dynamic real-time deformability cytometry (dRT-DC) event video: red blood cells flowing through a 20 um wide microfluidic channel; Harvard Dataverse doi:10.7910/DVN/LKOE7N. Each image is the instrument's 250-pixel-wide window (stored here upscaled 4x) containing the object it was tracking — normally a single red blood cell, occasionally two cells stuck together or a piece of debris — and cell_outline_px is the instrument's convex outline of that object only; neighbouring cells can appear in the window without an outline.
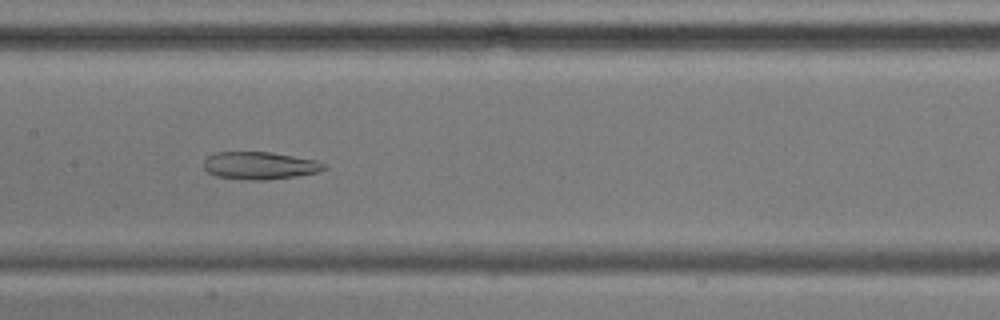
{"species": "common noctule bat (a hibernating species)", "species_latin": "Nyctalus noctula", "temperature_condition": "cold", "stored_images_in_passage": 55, "camera_frame_rate_fps": 3000, "um_per_image_px": 0.085, "animal": {"sex": "male", "body_mass_g": 17.9, "forearm_length_mm": 54.2}, "frame": {"image": 1, "passage_image": 26, "time_ms": 8.333, "image_size_px": [1000, 320], "cell_outline_px": [[328, 168], [316, 172], [296, 176], [264, 180], [248, 180], [216, 176], [208, 172], [204, 168], [204, 160], [208, 156], [216, 152], [272, 152], [316, 160], [328, 164]], "centroid_in_image_um": [22.1, 14.07], "position_along_channel_um": 185.3, "area_um2": 19.36}}
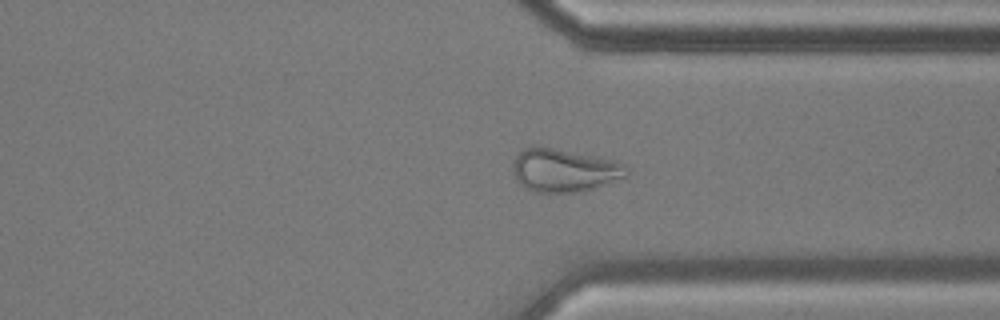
{"frame": {"image": 2, "passage_image": 41, "time_ms": 13.333, "image_size_px": [1000, 320], "cell_outline_px": [[628, 176], [580, 192], [536, 192], [524, 188], [516, 180], [512, 172], [512, 164], [520, 148], [532, 144], [616, 160], [624, 164], [628, 168]], "centroid_in_image_um": [47.9, 14.45], "position_along_channel_um": 363.5, "area_um2": 28.96}}
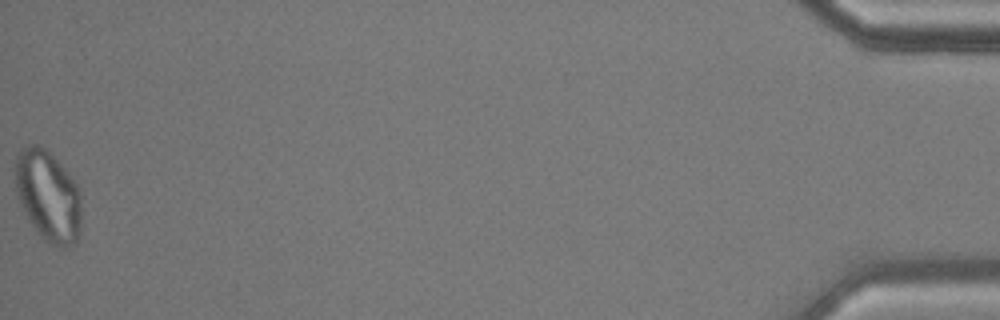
{"frame": {"image": 3, "passage_image": 55, "time_ms": 18.0, "image_size_px": [1000, 320], "cell_outline_px": [[80, 232], [76, 244], [64, 248], [60, 248], [48, 244], [40, 236], [28, 220], [20, 204], [16, 192], [16, 156], [20, 148], [28, 144], [40, 144], [64, 168], [76, 184], [80, 192]], "centroid_in_image_um": [4.08, 16.69], "position_along_channel_um": 431.1, "area_um2": 35.26}, "authors_computed_cell_mechanics": {"area_um2": 28.1486, "velocity_mm_per_s": 3.5743, "shape_relaxation_time_tau1_ms": null, "shape_relaxation_time_tau2_ms": 6.1979, "deformation_change_tau1": null, "deformation_change_tau2": 0.1432}}